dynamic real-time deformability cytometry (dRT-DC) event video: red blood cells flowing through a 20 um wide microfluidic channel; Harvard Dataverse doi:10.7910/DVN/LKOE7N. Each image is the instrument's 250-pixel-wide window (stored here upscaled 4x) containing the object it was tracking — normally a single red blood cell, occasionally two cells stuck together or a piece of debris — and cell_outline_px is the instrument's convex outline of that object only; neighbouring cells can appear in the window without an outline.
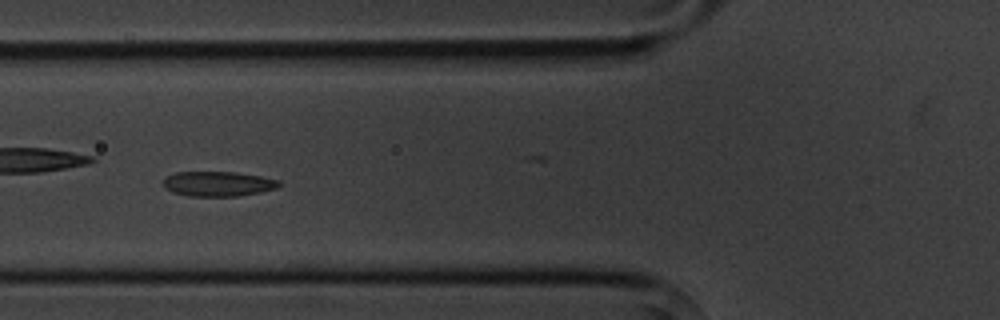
{"species": "common noctule bat (a hibernating species)", "species_latin": "Nyctalus noctula", "temperature_condition": "cold", "stored_images_in_passage": 6, "camera_frame_rate_fps": 3000, "um_per_image_px": 0.085, "animal": {"sex": "male", "body_mass_g": 20.1, "forearm_length_mm": 53.5}, "frame": {"image": 1, "passage_image": 5, "time_ms": 4.667, "image_size_px": [1000, 320], "cell_outline_px": [[280, 184], [276, 188], [260, 192], [236, 196], [188, 196], [172, 192], [164, 188], [164, 180], [168, 176], [176, 172], [236, 172], [260, 176], [280, 180]], "centroid_in_image_um": [18.53, 15.62], "position_along_channel_um": 107.3, "area_um2": 16.7}}
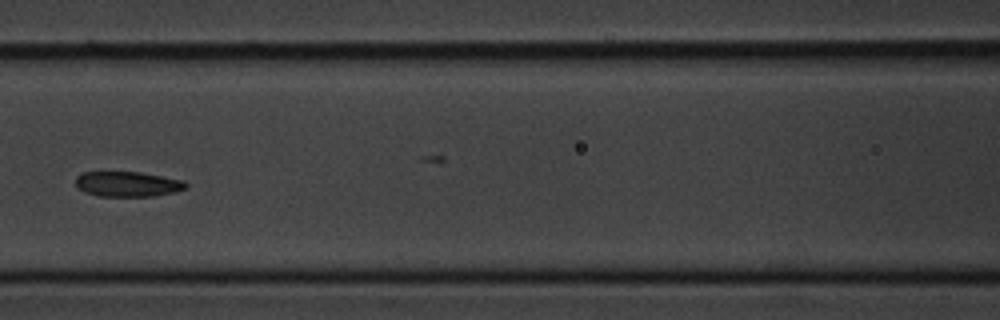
{"frame": {"image": 2, "passage_image": 6, "time_ms": 6.0, "image_size_px": [1000, 320], "cell_outline_px": [[188, 188], [176, 192], [152, 196], [96, 196], [84, 192], [76, 188], [76, 176], [84, 172], [140, 172], [164, 176], [184, 180], [188, 184]], "centroid_in_image_um": [10.87, 15.65], "position_along_channel_um": 155.7, "area_um2": 16.42}}